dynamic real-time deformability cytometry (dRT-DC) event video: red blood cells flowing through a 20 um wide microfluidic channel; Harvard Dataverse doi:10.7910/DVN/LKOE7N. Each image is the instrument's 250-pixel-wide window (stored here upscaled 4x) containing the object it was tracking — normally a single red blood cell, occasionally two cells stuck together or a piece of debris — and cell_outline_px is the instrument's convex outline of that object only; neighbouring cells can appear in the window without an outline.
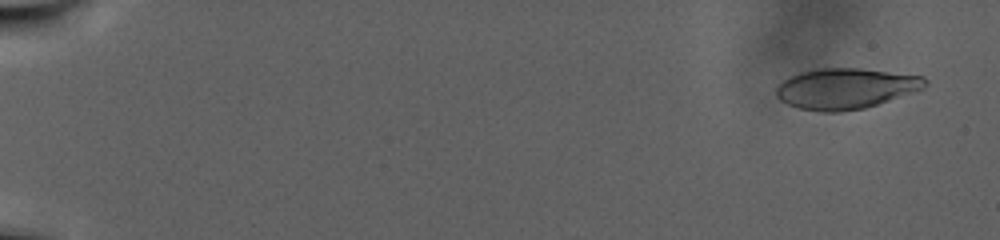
{"species": "human", "species_latin": "Homo sapiens", "temperature_condition": "warm", "stored_images_in_passage": 105, "camera_frame_rate_fps": 3000, "um_per_image_px": 0.085, "donor": {"sex": "male"}, "frame": {"image": 1, "passage_image": 6, "time_ms": 1.667, "image_size_px": [1000, 240], "cell_outline_px": [[928, 84], [916, 92], [864, 108], [840, 112], [820, 112], [796, 108], [780, 100], [776, 96], [776, 88], [788, 76], [800, 72], [816, 68], [860, 68], [924, 76], [928, 80]], "centroid_in_image_um": [71.88, 7.52], "position_along_channel_um": 13.1, "area_um2": 35.6}}
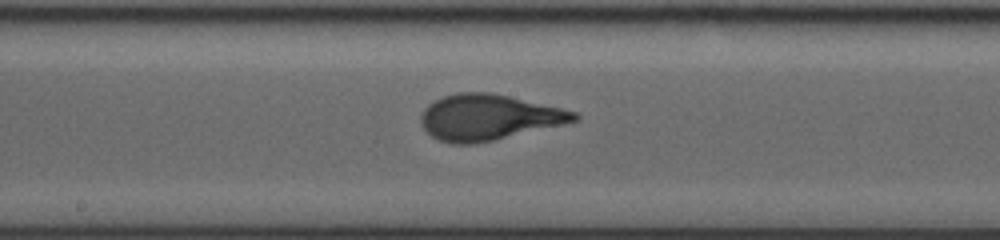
{"frame": {"image": 2, "passage_image": 61, "time_ms": 20.0, "image_size_px": [1000, 240], "cell_outline_px": [[580, 116], [576, 120], [560, 124], [492, 140], [472, 144], [452, 144], [440, 140], [432, 136], [420, 124], [420, 116], [424, 108], [428, 104], [444, 96], [460, 92], [488, 92], [508, 96], [560, 108], [576, 112]], "centroid_in_image_um": [41.45, 9.96], "position_along_channel_um": 206.8, "area_um2": 40.0}}
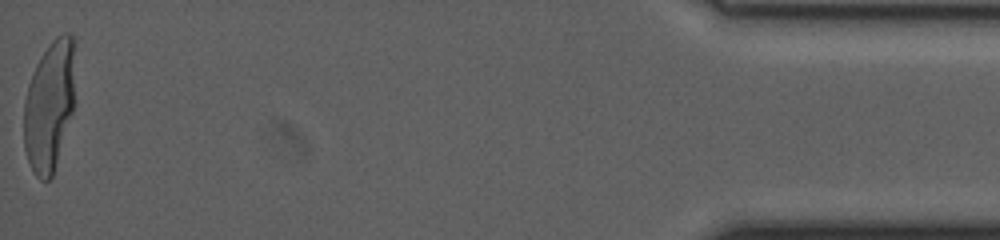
{"frame": {"image": 3, "passage_image": 105, "time_ms": 34.667, "image_size_px": [1000, 240], "cell_outline_px": [[76, 40], [72, 112], [52, 176], [48, 180], [40, 180], [32, 172], [24, 148], [24, 100], [28, 84], [32, 72], [36, 64], [52, 40], [56, 36], [64, 32], [68, 32]], "centroid_in_image_um": [4.2, 8.93], "position_along_channel_um": 431.0, "area_um2": 39.02}, "authors_computed_cell_mechanics": {"area_um2": 38.6682, "velocity_mm_per_s": 2.0789, "shape_relaxation_time_tau1_ms": 8.2658, "shape_relaxation_time_tau2_ms": null, "deformation_change_tau1": 0.2587, "deformation_change_tau2": null}}